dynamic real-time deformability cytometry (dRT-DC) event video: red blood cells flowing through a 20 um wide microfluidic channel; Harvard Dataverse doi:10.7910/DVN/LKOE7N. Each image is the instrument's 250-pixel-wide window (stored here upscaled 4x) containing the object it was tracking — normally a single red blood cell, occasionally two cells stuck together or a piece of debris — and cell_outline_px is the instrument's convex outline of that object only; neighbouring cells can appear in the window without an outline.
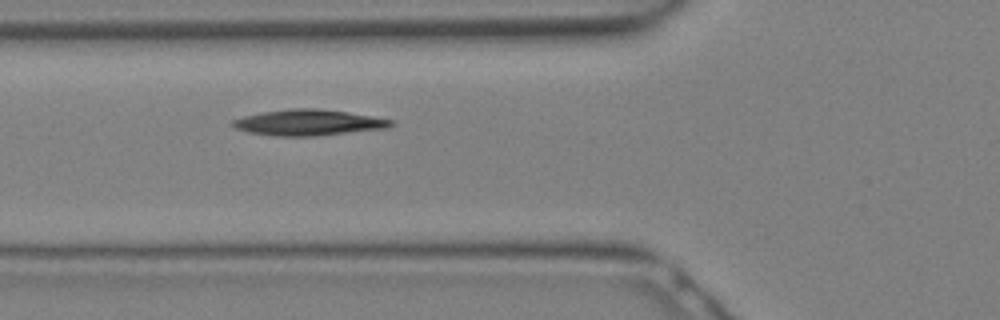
{"species": "Egyptian fruit bat (a non-hibernating species)", "species_latin": "Rousettus aegyptiacus", "temperature_condition": "warm", "stored_images_in_passage": 4, "camera_frame_rate_fps": 3000, "um_per_image_px": 0.085, "animal": {"sex": "female"}, "frame": {"image": 1, "passage_image": 4, "time_ms": 1.0, "image_size_px": [1000, 320], "cell_outline_px": [[396, 124], [388, 128], [316, 136], [272, 136], [248, 132], [236, 128], [228, 124], [232, 120], [244, 116], [264, 112], [292, 108], [320, 108], [348, 112], [372, 116], [392, 120]], "centroid_in_image_um": [26.22, 10.42], "position_along_channel_um": 99.6, "area_um2": 24.04}}